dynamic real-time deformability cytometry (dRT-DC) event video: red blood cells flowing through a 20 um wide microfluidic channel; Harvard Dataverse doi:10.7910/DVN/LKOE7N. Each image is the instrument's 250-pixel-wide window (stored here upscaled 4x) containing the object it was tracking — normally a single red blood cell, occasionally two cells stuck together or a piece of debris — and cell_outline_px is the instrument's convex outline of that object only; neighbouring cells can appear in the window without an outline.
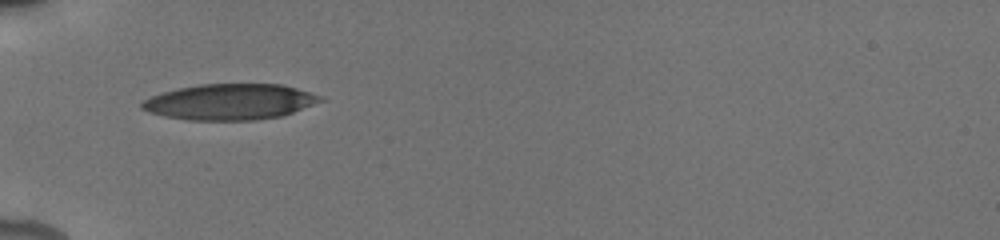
{"species": "human", "species_latin": "Homo sapiens", "temperature_condition": "cold", "stored_images_in_passage": 8, "camera_frame_rate_fps": 3000, "um_per_image_px": 0.085, "donor": {"sex": "male"}, "frame": {"image": 1, "passage_image": 1, "time_ms": 0.0, "image_size_px": [1000, 240], "cell_outline_px": [[324, 100], [292, 112], [280, 116], [256, 120], [188, 120], [164, 116], [148, 112], [140, 108], [140, 104], [144, 100], [152, 96], [164, 92], [180, 88], [200, 84], [280, 84], [296, 88], [324, 96]], "centroid_in_image_um": [19.54, 8.66], "position_along_channel_um": 65.5, "area_um2": 37.11}}